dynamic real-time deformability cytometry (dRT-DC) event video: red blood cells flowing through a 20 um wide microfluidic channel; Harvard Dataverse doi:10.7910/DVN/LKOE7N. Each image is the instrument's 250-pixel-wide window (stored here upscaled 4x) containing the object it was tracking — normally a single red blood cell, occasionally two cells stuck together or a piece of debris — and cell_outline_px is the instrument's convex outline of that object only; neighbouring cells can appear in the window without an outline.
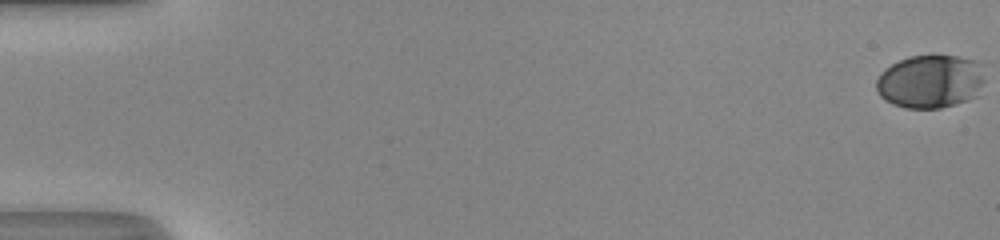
{"species": "human", "species_latin": "Homo sapiens", "temperature_condition": "room temperature", "stored_images_in_passage": 28, "camera_frame_rate_fps": 3000, "um_per_image_px": 0.085, "donor": {"sex": "male"}, "frame": {"image": 1, "passage_image": 1, "time_ms": 0.0, "image_size_px": [1000, 240], "cell_outline_px": [[984, 80], [976, 96], [968, 100], [956, 104], [940, 108], [904, 108], [892, 104], [880, 96], [876, 88], [876, 80], [880, 72], [884, 68], [908, 56], [956, 56], [976, 60], [984, 64]], "centroid_in_image_um": [79.09, 6.92], "position_along_channel_um": 5.9, "area_um2": 34.1}}
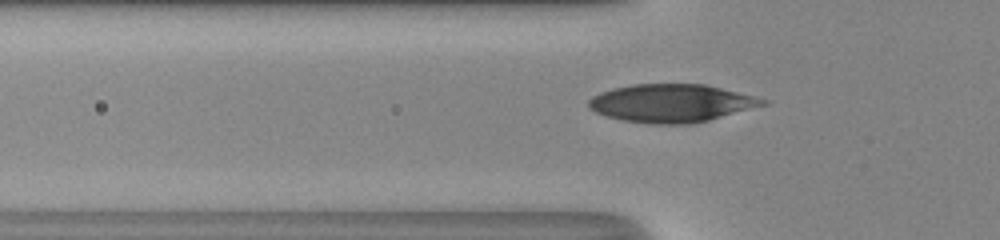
{"frame": {"image": 2, "passage_image": 20, "time_ms": 6.333, "image_size_px": [1000, 240], "cell_outline_px": [[768, 104], [708, 120], [692, 124], [652, 124], [624, 120], [608, 116], [596, 112], [588, 108], [588, 100], [592, 96], [600, 92], [612, 88], [632, 84], [704, 84], [756, 96], [768, 100]], "centroid_in_image_um": [57.07, 8.76], "position_along_channel_um": 68.7, "area_um2": 38.55}}
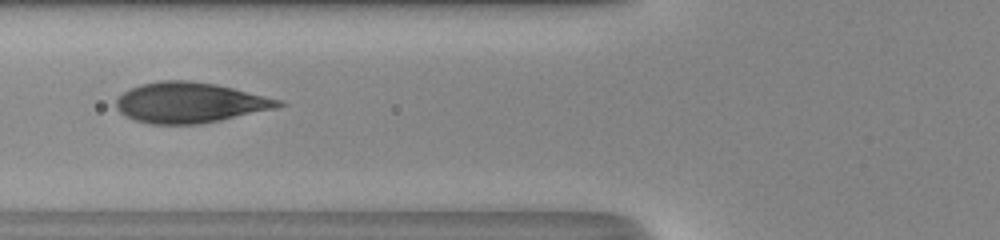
{"frame": {"image": 3, "passage_image": 23, "time_ms": 7.333, "image_size_px": [1000, 240], "cell_outline_px": [[284, 104], [276, 108], [220, 120], [200, 124], [148, 124], [136, 120], [120, 112], [116, 108], [116, 100], [124, 92], [140, 84], [160, 80], [188, 80], [216, 84], [280, 100]], "centroid_in_image_um": [16.1, 8.72], "position_along_channel_um": 109.7, "area_um2": 37.8}}